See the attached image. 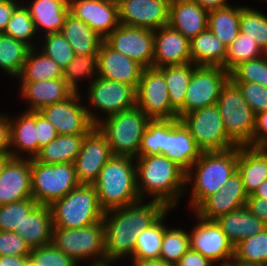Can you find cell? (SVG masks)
Segmentation results:
<instances>
[{"label":"cell","instance_id":"6da1fadb","mask_svg":"<svg viewBox=\"0 0 267 266\" xmlns=\"http://www.w3.org/2000/svg\"><path fill=\"white\" fill-rule=\"evenodd\" d=\"M168 208L161 202L140 200L104 212L105 257L107 263L129 256L131 259L140 233L152 225Z\"/></svg>","mask_w":267,"mask_h":266},{"label":"cell","instance_id":"7a4b0ae2","mask_svg":"<svg viewBox=\"0 0 267 266\" xmlns=\"http://www.w3.org/2000/svg\"><path fill=\"white\" fill-rule=\"evenodd\" d=\"M137 188L141 200L150 196L153 201L175 208L184 196L186 172L164 155H145L135 158ZM185 187V188H184ZM145 194L146 197H145Z\"/></svg>","mask_w":267,"mask_h":266},{"label":"cell","instance_id":"3957f363","mask_svg":"<svg viewBox=\"0 0 267 266\" xmlns=\"http://www.w3.org/2000/svg\"><path fill=\"white\" fill-rule=\"evenodd\" d=\"M237 163L238 146L225 151L202 152L186 173V185L194 180L189 200L193 211L208 196L222 189L225 182L237 171Z\"/></svg>","mask_w":267,"mask_h":266},{"label":"cell","instance_id":"277c9868","mask_svg":"<svg viewBox=\"0 0 267 266\" xmlns=\"http://www.w3.org/2000/svg\"><path fill=\"white\" fill-rule=\"evenodd\" d=\"M134 159L128 156H112L100 170L98 179L93 185L96 188L100 207L104 211L141 200L137 188Z\"/></svg>","mask_w":267,"mask_h":266},{"label":"cell","instance_id":"5b68a950","mask_svg":"<svg viewBox=\"0 0 267 266\" xmlns=\"http://www.w3.org/2000/svg\"><path fill=\"white\" fill-rule=\"evenodd\" d=\"M53 225L56 228H83L103 220L94 185L80 184L51 206Z\"/></svg>","mask_w":267,"mask_h":266},{"label":"cell","instance_id":"8992f818","mask_svg":"<svg viewBox=\"0 0 267 266\" xmlns=\"http://www.w3.org/2000/svg\"><path fill=\"white\" fill-rule=\"evenodd\" d=\"M149 121L136 106L101 120L96 127L107 138L113 156L135 158Z\"/></svg>","mask_w":267,"mask_h":266},{"label":"cell","instance_id":"52a82bcc","mask_svg":"<svg viewBox=\"0 0 267 266\" xmlns=\"http://www.w3.org/2000/svg\"><path fill=\"white\" fill-rule=\"evenodd\" d=\"M52 244L78 264L85 260H91V265L107 263L103 221L83 228L53 227Z\"/></svg>","mask_w":267,"mask_h":266},{"label":"cell","instance_id":"ba28073f","mask_svg":"<svg viewBox=\"0 0 267 266\" xmlns=\"http://www.w3.org/2000/svg\"><path fill=\"white\" fill-rule=\"evenodd\" d=\"M216 105L228 136L238 146L253 147L256 115L231 79L221 89Z\"/></svg>","mask_w":267,"mask_h":266},{"label":"cell","instance_id":"9c48e42d","mask_svg":"<svg viewBox=\"0 0 267 266\" xmlns=\"http://www.w3.org/2000/svg\"><path fill=\"white\" fill-rule=\"evenodd\" d=\"M32 198L37 204L51 206L80 183L74 163L44 164L31 159Z\"/></svg>","mask_w":267,"mask_h":266},{"label":"cell","instance_id":"30bf717a","mask_svg":"<svg viewBox=\"0 0 267 266\" xmlns=\"http://www.w3.org/2000/svg\"><path fill=\"white\" fill-rule=\"evenodd\" d=\"M180 120L202 152L225 151L238 146L228 136L216 104L194 110Z\"/></svg>","mask_w":267,"mask_h":266},{"label":"cell","instance_id":"8fae6325","mask_svg":"<svg viewBox=\"0 0 267 266\" xmlns=\"http://www.w3.org/2000/svg\"><path fill=\"white\" fill-rule=\"evenodd\" d=\"M79 93L74 92L64 101L47 105L38 111L54 125L58 134H88L104 119L95 114V110L91 111V108L80 104Z\"/></svg>","mask_w":267,"mask_h":266},{"label":"cell","instance_id":"7c38bea8","mask_svg":"<svg viewBox=\"0 0 267 266\" xmlns=\"http://www.w3.org/2000/svg\"><path fill=\"white\" fill-rule=\"evenodd\" d=\"M136 106L150 120L178 119L172 108L166 81L159 68H144L136 88Z\"/></svg>","mask_w":267,"mask_h":266},{"label":"cell","instance_id":"4fadbf2b","mask_svg":"<svg viewBox=\"0 0 267 266\" xmlns=\"http://www.w3.org/2000/svg\"><path fill=\"white\" fill-rule=\"evenodd\" d=\"M230 73L219 66H197L190 78L184 100V115L215 105Z\"/></svg>","mask_w":267,"mask_h":266},{"label":"cell","instance_id":"5bb4252c","mask_svg":"<svg viewBox=\"0 0 267 266\" xmlns=\"http://www.w3.org/2000/svg\"><path fill=\"white\" fill-rule=\"evenodd\" d=\"M90 105L105 117L136 107V88L133 85L97 76L88 87Z\"/></svg>","mask_w":267,"mask_h":266},{"label":"cell","instance_id":"9a60e30c","mask_svg":"<svg viewBox=\"0 0 267 266\" xmlns=\"http://www.w3.org/2000/svg\"><path fill=\"white\" fill-rule=\"evenodd\" d=\"M104 41L144 68L153 67L154 31L120 24Z\"/></svg>","mask_w":267,"mask_h":266},{"label":"cell","instance_id":"2e32d148","mask_svg":"<svg viewBox=\"0 0 267 266\" xmlns=\"http://www.w3.org/2000/svg\"><path fill=\"white\" fill-rule=\"evenodd\" d=\"M195 217L197 223L189 232L190 248L218 266H224L234 257V246L216 221L204 220L196 214Z\"/></svg>","mask_w":267,"mask_h":266},{"label":"cell","instance_id":"e0dca14e","mask_svg":"<svg viewBox=\"0 0 267 266\" xmlns=\"http://www.w3.org/2000/svg\"><path fill=\"white\" fill-rule=\"evenodd\" d=\"M112 156L107 138L95 126L85 135L80 152L74 161L78 182L93 185L98 179L100 170Z\"/></svg>","mask_w":267,"mask_h":266},{"label":"cell","instance_id":"ac0fdd59","mask_svg":"<svg viewBox=\"0 0 267 266\" xmlns=\"http://www.w3.org/2000/svg\"><path fill=\"white\" fill-rule=\"evenodd\" d=\"M171 0H122L118 3L119 22L129 27L155 31L169 23Z\"/></svg>","mask_w":267,"mask_h":266},{"label":"cell","instance_id":"d6986e66","mask_svg":"<svg viewBox=\"0 0 267 266\" xmlns=\"http://www.w3.org/2000/svg\"><path fill=\"white\" fill-rule=\"evenodd\" d=\"M245 192L240 173L236 171L222 186V189L208 196L195 210L200 218L215 221L220 216L246 206Z\"/></svg>","mask_w":267,"mask_h":266},{"label":"cell","instance_id":"ffe728a7","mask_svg":"<svg viewBox=\"0 0 267 266\" xmlns=\"http://www.w3.org/2000/svg\"><path fill=\"white\" fill-rule=\"evenodd\" d=\"M69 13L86 23L105 39L119 25L118 3L115 0H68Z\"/></svg>","mask_w":267,"mask_h":266},{"label":"cell","instance_id":"44dd1931","mask_svg":"<svg viewBox=\"0 0 267 266\" xmlns=\"http://www.w3.org/2000/svg\"><path fill=\"white\" fill-rule=\"evenodd\" d=\"M201 154L202 150L180 119H164L163 155L165 157L187 173Z\"/></svg>","mask_w":267,"mask_h":266},{"label":"cell","instance_id":"7402d4cb","mask_svg":"<svg viewBox=\"0 0 267 266\" xmlns=\"http://www.w3.org/2000/svg\"><path fill=\"white\" fill-rule=\"evenodd\" d=\"M191 62L190 40L169 24L154 31L153 67L183 65Z\"/></svg>","mask_w":267,"mask_h":266},{"label":"cell","instance_id":"603a6c76","mask_svg":"<svg viewBox=\"0 0 267 266\" xmlns=\"http://www.w3.org/2000/svg\"><path fill=\"white\" fill-rule=\"evenodd\" d=\"M32 198L31 159L11 158L0 176V205Z\"/></svg>","mask_w":267,"mask_h":266},{"label":"cell","instance_id":"cb8c5ba5","mask_svg":"<svg viewBox=\"0 0 267 266\" xmlns=\"http://www.w3.org/2000/svg\"><path fill=\"white\" fill-rule=\"evenodd\" d=\"M98 76L137 88L144 67L138 62L115 51L105 41L98 52Z\"/></svg>","mask_w":267,"mask_h":266},{"label":"cell","instance_id":"d4e9b609","mask_svg":"<svg viewBox=\"0 0 267 266\" xmlns=\"http://www.w3.org/2000/svg\"><path fill=\"white\" fill-rule=\"evenodd\" d=\"M20 83V94L29 102L30 108L26 111H39L47 105L64 101L74 93L63 78Z\"/></svg>","mask_w":267,"mask_h":266},{"label":"cell","instance_id":"484cf974","mask_svg":"<svg viewBox=\"0 0 267 266\" xmlns=\"http://www.w3.org/2000/svg\"><path fill=\"white\" fill-rule=\"evenodd\" d=\"M168 24L191 40L208 29V11L191 0H171Z\"/></svg>","mask_w":267,"mask_h":266},{"label":"cell","instance_id":"4316f807","mask_svg":"<svg viewBox=\"0 0 267 266\" xmlns=\"http://www.w3.org/2000/svg\"><path fill=\"white\" fill-rule=\"evenodd\" d=\"M10 155L12 158L34 159L38 155L36 111H24L16 119L10 118ZM15 147V148H14ZM12 149V150H11Z\"/></svg>","mask_w":267,"mask_h":266},{"label":"cell","instance_id":"83f0119b","mask_svg":"<svg viewBox=\"0 0 267 266\" xmlns=\"http://www.w3.org/2000/svg\"><path fill=\"white\" fill-rule=\"evenodd\" d=\"M53 217L50 206L37 204L14 232L25 239L30 249L52 243Z\"/></svg>","mask_w":267,"mask_h":266},{"label":"cell","instance_id":"f1b7e54d","mask_svg":"<svg viewBox=\"0 0 267 266\" xmlns=\"http://www.w3.org/2000/svg\"><path fill=\"white\" fill-rule=\"evenodd\" d=\"M237 171L246 194L252 195L267 180V148L238 146Z\"/></svg>","mask_w":267,"mask_h":266},{"label":"cell","instance_id":"f546056e","mask_svg":"<svg viewBox=\"0 0 267 266\" xmlns=\"http://www.w3.org/2000/svg\"><path fill=\"white\" fill-rule=\"evenodd\" d=\"M23 4L29 10L36 32L42 30L44 35L60 32L69 14L68 0H31Z\"/></svg>","mask_w":267,"mask_h":266},{"label":"cell","instance_id":"4dcf8cb0","mask_svg":"<svg viewBox=\"0 0 267 266\" xmlns=\"http://www.w3.org/2000/svg\"><path fill=\"white\" fill-rule=\"evenodd\" d=\"M215 221L233 246L243 239L262 232L267 227L246 206L220 216Z\"/></svg>","mask_w":267,"mask_h":266},{"label":"cell","instance_id":"1f68e13d","mask_svg":"<svg viewBox=\"0 0 267 266\" xmlns=\"http://www.w3.org/2000/svg\"><path fill=\"white\" fill-rule=\"evenodd\" d=\"M191 62L225 69L227 46L208 28L190 40Z\"/></svg>","mask_w":267,"mask_h":266},{"label":"cell","instance_id":"d6a6232c","mask_svg":"<svg viewBox=\"0 0 267 266\" xmlns=\"http://www.w3.org/2000/svg\"><path fill=\"white\" fill-rule=\"evenodd\" d=\"M60 32L71 45L75 55L98 54L104 41L86 23L70 13Z\"/></svg>","mask_w":267,"mask_h":266},{"label":"cell","instance_id":"836d02e7","mask_svg":"<svg viewBox=\"0 0 267 266\" xmlns=\"http://www.w3.org/2000/svg\"><path fill=\"white\" fill-rule=\"evenodd\" d=\"M87 134L62 135L43 146L35 159L44 164L74 163Z\"/></svg>","mask_w":267,"mask_h":266},{"label":"cell","instance_id":"e575fe53","mask_svg":"<svg viewBox=\"0 0 267 266\" xmlns=\"http://www.w3.org/2000/svg\"><path fill=\"white\" fill-rule=\"evenodd\" d=\"M159 69L166 81L171 106L178 113V119H181L184 116V100L194 71V64L190 62L183 65L164 66Z\"/></svg>","mask_w":267,"mask_h":266},{"label":"cell","instance_id":"d590c367","mask_svg":"<svg viewBox=\"0 0 267 266\" xmlns=\"http://www.w3.org/2000/svg\"><path fill=\"white\" fill-rule=\"evenodd\" d=\"M37 48H31L17 77L20 81H41L63 78V69ZM39 51L37 53V51Z\"/></svg>","mask_w":267,"mask_h":266},{"label":"cell","instance_id":"8d00e7d4","mask_svg":"<svg viewBox=\"0 0 267 266\" xmlns=\"http://www.w3.org/2000/svg\"><path fill=\"white\" fill-rule=\"evenodd\" d=\"M169 210L171 208H168L152 225L140 233L130 260L143 261L159 259L164 232L168 227L163 221Z\"/></svg>","mask_w":267,"mask_h":266},{"label":"cell","instance_id":"74e56055","mask_svg":"<svg viewBox=\"0 0 267 266\" xmlns=\"http://www.w3.org/2000/svg\"><path fill=\"white\" fill-rule=\"evenodd\" d=\"M242 6L218 8L208 12V28L228 47L240 32Z\"/></svg>","mask_w":267,"mask_h":266},{"label":"cell","instance_id":"f35d334b","mask_svg":"<svg viewBox=\"0 0 267 266\" xmlns=\"http://www.w3.org/2000/svg\"><path fill=\"white\" fill-rule=\"evenodd\" d=\"M30 49L24 42L0 33L1 70L17 79Z\"/></svg>","mask_w":267,"mask_h":266},{"label":"cell","instance_id":"ab89813d","mask_svg":"<svg viewBox=\"0 0 267 266\" xmlns=\"http://www.w3.org/2000/svg\"><path fill=\"white\" fill-rule=\"evenodd\" d=\"M234 258L244 263L267 266V227L235 245Z\"/></svg>","mask_w":267,"mask_h":266},{"label":"cell","instance_id":"60d3db41","mask_svg":"<svg viewBox=\"0 0 267 266\" xmlns=\"http://www.w3.org/2000/svg\"><path fill=\"white\" fill-rule=\"evenodd\" d=\"M98 54L75 55L63 70V79L67 85L78 93V80L89 78L90 84L98 76ZM94 78V79H93Z\"/></svg>","mask_w":267,"mask_h":266},{"label":"cell","instance_id":"b9f144b4","mask_svg":"<svg viewBox=\"0 0 267 266\" xmlns=\"http://www.w3.org/2000/svg\"><path fill=\"white\" fill-rule=\"evenodd\" d=\"M4 34L12 37L15 40L24 42L30 48H35V46H38L33 43V39L36 38L35 35H37L34 22L30 16L29 10L23 3H20L14 9Z\"/></svg>","mask_w":267,"mask_h":266},{"label":"cell","instance_id":"7bdbcfd3","mask_svg":"<svg viewBox=\"0 0 267 266\" xmlns=\"http://www.w3.org/2000/svg\"><path fill=\"white\" fill-rule=\"evenodd\" d=\"M265 55V52L249 36L239 32L238 37L227 47L225 70L229 73L240 63Z\"/></svg>","mask_w":267,"mask_h":266},{"label":"cell","instance_id":"ee69618b","mask_svg":"<svg viewBox=\"0 0 267 266\" xmlns=\"http://www.w3.org/2000/svg\"><path fill=\"white\" fill-rule=\"evenodd\" d=\"M240 33L255 40L261 49L267 50V15L261 11L242 5L240 15Z\"/></svg>","mask_w":267,"mask_h":266},{"label":"cell","instance_id":"f6af8a7d","mask_svg":"<svg viewBox=\"0 0 267 266\" xmlns=\"http://www.w3.org/2000/svg\"><path fill=\"white\" fill-rule=\"evenodd\" d=\"M190 249L189 233L181 228H166L161 244L159 259L164 263L176 264Z\"/></svg>","mask_w":267,"mask_h":266},{"label":"cell","instance_id":"bcb514c9","mask_svg":"<svg viewBox=\"0 0 267 266\" xmlns=\"http://www.w3.org/2000/svg\"><path fill=\"white\" fill-rule=\"evenodd\" d=\"M41 52L54 60L63 70L74 59L75 53L71 45L61 32L50 33L43 36Z\"/></svg>","mask_w":267,"mask_h":266},{"label":"cell","instance_id":"7dc6e473","mask_svg":"<svg viewBox=\"0 0 267 266\" xmlns=\"http://www.w3.org/2000/svg\"><path fill=\"white\" fill-rule=\"evenodd\" d=\"M37 205L33 198L0 205V231H14L24 217Z\"/></svg>","mask_w":267,"mask_h":266},{"label":"cell","instance_id":"c3c4849f","mask_svg":"<svg viewBox=\"0 0 267 266\" xmlns=\"http://www.w3.org/2000/svg\"><path fill=\"white\" fill-rule=\"evenodd\" d=\"M164 119L150 120L141 138L137 157L163 155Z\"/></svg>","mask_w":267,"mask_h":266},{"label":"cell","instance_id":"681fc988","mask_svg":"<svg viewBox=\"0 0 267 266\" xmlns=\"http://www.w3.org/2000/svg\"><path fill=\"white\" fill-rule=\"evenodd\" d=\"M266 54L240 63L230 72L233 82H254L265 86Z\"/></svg>","mask_w":267,"mask_h":266},{"label":"cell","instance_id":"f907efd6","mask_svg":"<svg viewBox=\"0 0 267 266\" xmlns=\"http://www.w3.org/2000/svg\"><path fill=\"white\" fill-rule=\"evenodd\" d=\"M30 256L39 266H77L70 256L61 252L52 243L31 249Z\"/></svg>","mask_w":267,"mask_h":266},{"label":"cell","instance_id":"816d5d0a","mask_svg":"<svg viewBox=\"0 0 267 266\" xmlns=\"http://www.w3.org/2000/svg\"><path fill=\"white\" fill-rule=\"evenodd\" d=\"M255 115L267 111V87L254 82H234Z\"/></svg>","mask_w":267,"mask_h":266},{"label":"cell","instance_id":"f5cc1de1","mask_svg":"<svg viewBox=\"0 0 267 266\" xmlns=\"http://www.w3.org/2000/svg\"><path fill=\"white\" fill-rule=\"evenodd\" d=\"M31 249L25 239L14 231H0V255L30 256Z\"/></svg>","mask_w":267,"mask_h":266},{"label":"cell","instance_id":"db71d44e","mask_svg":"<svg viewBox=\"0 0 267 266\" xmlns=\"http://www.w3.org/2000/svg\"><path fill=\"white\" fill-rule=\"evenodd\" d=\"M36 134L38 140V153L43 146L49 144L58 136L54 125L38 111H36Z\"/></svg>","mask_w":267,"mask_h":266},{"label":"cell","instance_id":"11a10c76","mask_svg":"<svg viewBox=\"0 0 267 266\" xmlns=\"http://www.w3.org/2000/svg\"><path fill=\"white\" fill-rule=\"evenodd\" d=\"M253 147L267 148V111L256 115L253 134Z\"/></svg>","mask_w":267,"mask_h":266},{"label":"cell","instance_id":"9f6ffc18","mask_svg":"<svg viewBox=\"0 0 267 266\" xmlns=\"http://www.w3.org/2000/svg\"><path fill=\"white\" fill-rule=\"evenodd\" d=\"M177 266H216L199 252L190 248L176 263Z\"/></svg>","mask_w":267,"mask_h":266},{"label":"cell","instance_id":"6f0895ef","mask_svg":"<svg viewBox=\"0 0 267 266\" xmlns=\"http://www.w3.org/2000/svg\"><path fill=\"white\" fill-rule=\"evenodd\" d=\"M246 207L258 219L262 220L267 226V200L263 198L248 196Z\"/></svg>","mask_w":267,"mask_h":266},{"label":"cell","instance_id":"680465c9","mask_svg":"<svg viewBox=\"0 0 267 266\" xmlns=\"http://www.w3.org/2000/svg\"><path fill=\"white\" fill-rule=\"evenodd\" d=\"M0 154H10V119L0 114Z\"/></svg>","mask_w":267,"mask_h":266},{"label":"cell","instance_id":"91938a15","mask_svg":"<svg viewBox=\"0 0 267 266\" xmlns=\"http://www.w3.org/2000/svg\"><path fill=\"white\" fill-rule=\"evenodd\" d=\"M19 4L18 0H0V33H4L14 9Z\"/></svg>","mask_w":267,"mask_h":266},{"label":"cell","instance_id":"94428289","mask_svg":"<svg viewBox=\"0 0 267 266\" xmlns=\"http://www.w3.org/2000/svg\"><path fill=\"white\" fill-rule=\"evenodd\" d=\"M197 4H199L202 8H205L208 12L218 9L225 8L231 6L228 4V0H191Z\"/></svg>","mask_w":267,"mask_h":266},{"label":"cell","instance_id":"6125c7cd","mask_svg":"<svg viewBox=\"0 0 267 266\" xmlns=\"http://www.w3.org/2000/svg\"><path fill=\"white\" fill-rule=\"evenodd\" d=\"M27 256L0 255V266H24Z\"/></svg>","mask_w":267,"mask_h":266},{"label":"cell","instance_id":"be15d7a7","mask_svg":"<svg viewBox=\"0 0 267 266\" xmlns=\"http://www.w3.org/2000/svg\"><path fill=\"white\" fill-rule=\"evenodd\" d=\"M132 266H177L176 264L164 263L161 259L143 261H131Z\"/></svg>","mask_w":267,"mask_h":266},{"label":"cell","instance_id":"e7e4bbea","mask_svg":"<svg viewBox=\"0 0 267 266\" xmlns=\"http://www.w3.org/2000/svg\"><path fill=\"white\" fill-rule=\"evenodd\" d=\"M254 197L263 198L267 200V180H265L252 194Z\"/></svg>","mask_w":267,"mask_h":266},{"label":"cell","instance_id":"03108f58","mask_svg":"<svg viewBox=\"0 0 267 266\" xmlns=\"http://www.w3.org/2000/svg\"><path fill=\"white\" fill-rule=\"evenodd\" d=\"M224 266H259L256 264H249V263H244L239 260H236L234 257L228 261Z\"/></svg>","mask_w":267,"mask_h":266},{"label":"cell","instance_id":"003e7915","mask_svg":"<svg viewBox=\"0 0 267 266\" xmlns=\"http://www.w3.org/2000/svg\"><path fill=\"white\" fill-rule=\"evenodd\" d=\"M12 158L10 154H0V176L6 163Z\"/></svg>","mask_w":267,"mask_h":266},{"label":"cell","instance_id":"a7ac6f4b","mask_svg":"<svg viewBox=\"0 0 267 266\" xmlns=\"http://www.w3.org/2000/svg\"><path fill=\"white\" fill-rule=\"evenodd\" d=\"M24 266H39L31 256H27Z\"/></svg>","mask_w":267,"mask_h":266},{"label":"cell","instance_id":"89a4df30","mask_svg":"<svg viewBox=\"0 0 267 266\" xmlns=\"http://www.w3.org/2000/svg\"><path fill=\"white\" fill-rule=\"evenodd\" d=\"M89 266H111V263H104V264H98V265H90Z\"/></svg>","mask_w":267,"mask_h":266},{"label":"cell","instance_id":"2644e50d","mask_svg":"<svg viewBox=\"0 0 267 266\" xmlns=\"http://www.w3.org/2000/svg\"><path fill=\"white\" fill-rule=\"evenodd\" d=\"M265 86L267 87V55H266V76H265Z\"/></svg>","mask_w":267,"mask_h":266}]
</instances>
